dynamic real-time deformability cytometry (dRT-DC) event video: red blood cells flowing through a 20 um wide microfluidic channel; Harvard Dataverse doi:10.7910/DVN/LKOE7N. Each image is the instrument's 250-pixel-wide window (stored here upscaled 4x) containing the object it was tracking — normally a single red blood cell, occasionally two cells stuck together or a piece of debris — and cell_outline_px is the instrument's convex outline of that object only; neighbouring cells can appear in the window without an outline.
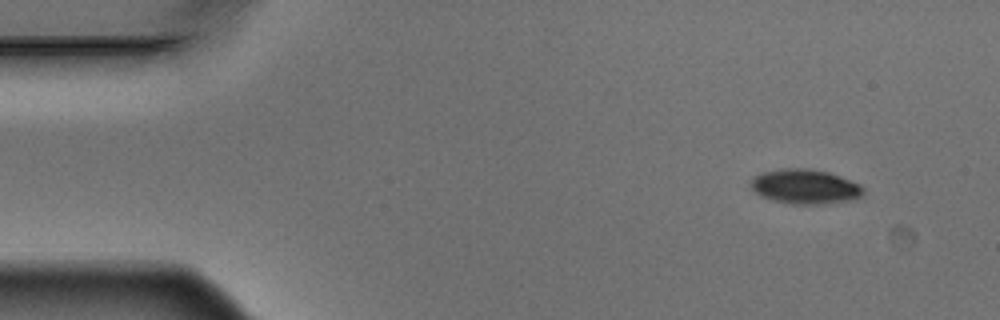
{"species": "Egyptian fruit bat (a non-hibernating species)", "species_latin": "Rousettus aegyptiacus", "temperature_condition": "warm", "stored_images_in_passage": 5, "camera_frame_rate_fps": 3000, "um_per_image_px": 0.085, "animal": {"sex": "male"}, "frame": {"image": 1, "passage_image": 5, "time_ms": 1.333, "image_size_px": [1000, 320], "cell_outline_px": [[864, 192], [860, 196], [852, 200], [816, 204], [792, 204], [772, 200], [760, 196], [752, 188], [752, 180], [760, 172], [780, 168], [808, 168], [828, 172], [840, 176], [860, 184], [864, 188]], "centroid_in_image_um": [68.43, 15.85], "position_along_channel_um": 16.6, "area_um2": 22.66}}